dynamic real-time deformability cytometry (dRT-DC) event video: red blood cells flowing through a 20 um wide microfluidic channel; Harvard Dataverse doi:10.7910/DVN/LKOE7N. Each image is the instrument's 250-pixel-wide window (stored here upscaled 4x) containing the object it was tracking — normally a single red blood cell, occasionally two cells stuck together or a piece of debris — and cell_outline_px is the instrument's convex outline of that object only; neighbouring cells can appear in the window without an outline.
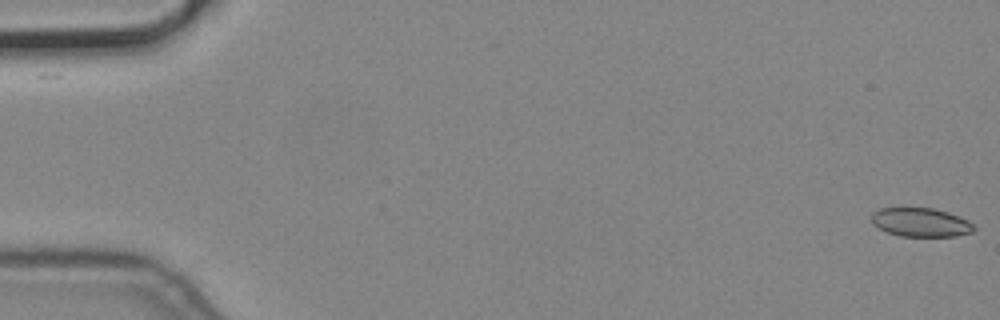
{"species": "common noctule bat (a hibernating species)", "species_latin": "Nyctalus noctula", "temperature_condition": "cold", "stored_images_in_passage": 10, "camera_frame_rate_fps": 3000, "um_per_image_px": 0.085, "animal": {"sex": "male", "body_mass_g": 19.2, "forearm_length_mm": 51.8}, "frame": {"image": 1, "passage_image": 1, "time_ms": 0.0, "image_size_px": [1000, 320], "cell_outline_px": [[976, 228], [972, 232], [956, 236], [900, 236], [888, 232], [872, 224], [872, 212], [880, 208], [932, 208], [948, 212], [968, 220]], "centroid_in_image_um": [78.26, 18.89], "position_along_channel_um": 6.7, "area_um2": 17.11}}